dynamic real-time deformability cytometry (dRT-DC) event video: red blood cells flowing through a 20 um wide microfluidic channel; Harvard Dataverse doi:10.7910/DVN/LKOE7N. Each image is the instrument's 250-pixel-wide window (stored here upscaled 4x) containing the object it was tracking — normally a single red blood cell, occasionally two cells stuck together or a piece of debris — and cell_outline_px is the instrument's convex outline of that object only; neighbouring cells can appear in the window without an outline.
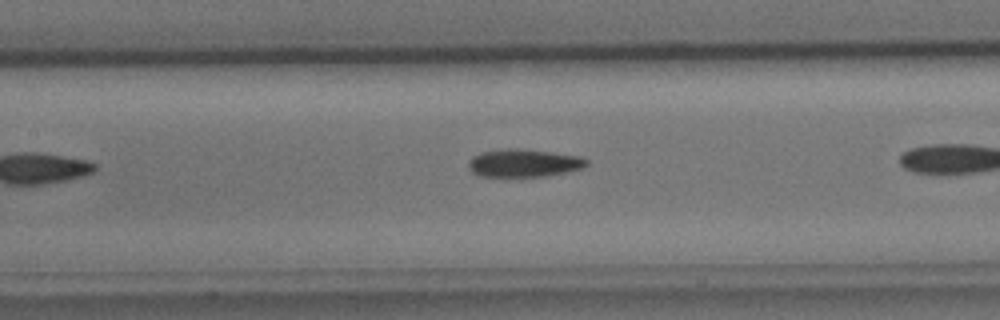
{"species": "common noctule bat (a hibernating species)", "species_latin": "Nyctalus noctula", "temperature_condition": "cold", "stored_images_in_passage": 9, "camera_frame_rate_fps": 3000, "um_per_image_px": 0.085, "animal": {"sex": "male", "body_mass_g": 15.6}, "frame": {"image": 1, "passage_image": 7, "time_ms": 7.0, "image_size_px": [1000, 320], "cell_outline_px": [[588, 164], [584, 168], [544, 176], [480, 176], [472, 172], [468, 168], [468, 160], [472, 156], [480, 152], [508, 148], [516, 148], [552, 152], [580, 156], [588, 160]], "centroid_in_image_um": [44.5, 13.85], "position_along_channel_um": 162.9, "area_um2": 19.19}}
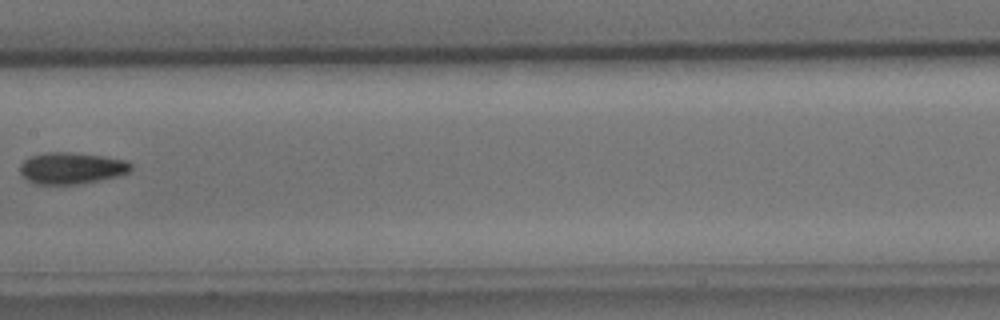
{"frame": {"image": 2, "passage_image": 8, "time_ms": 9.0, "image_size_px": [1000, 320], "cell_outline_px": [[132, 168], [128, 172], [116, 176], [76, 184], [36, 184], [28, 180], [20, 172], [20, 164], [28, 156], [48, 152], [72, 152], [104, 156], [124, 160], [132, 164]], "centroid_in_image_um": [6.04, 14.27], "position_along_channel_um": 201.4, "area_um2": 20.23}}
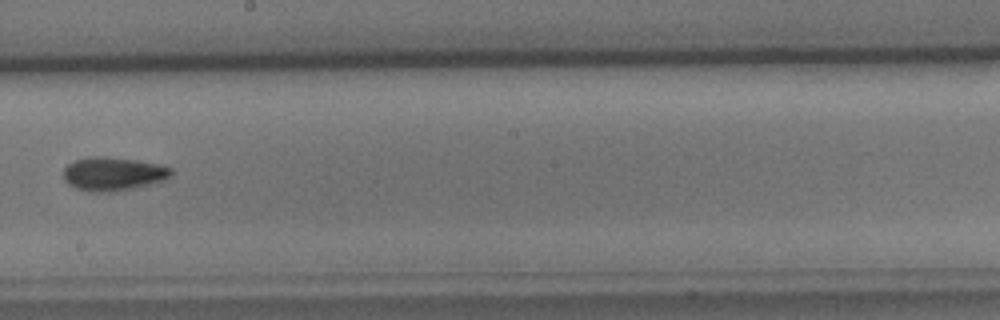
{"frame": {"image": 3, "passage_image": 9, "time_ms": 10.0, "image_size_px": [1000, 320], "cell_outline_px": [[172, 176], [164, 180], [152, 184], [136, 188], [108, 192], [88, 192], [76, 188], [68, 184], [64, 180], [64, 168], [68, 164], [76, 160], [92, 156], [104, 156], [136, 160], [160, 164], [172, 168]], "centroid_in_image_um": [9.64, 14.78], "position_along_channel_um": 238.6, "area_um2": 21.27}}